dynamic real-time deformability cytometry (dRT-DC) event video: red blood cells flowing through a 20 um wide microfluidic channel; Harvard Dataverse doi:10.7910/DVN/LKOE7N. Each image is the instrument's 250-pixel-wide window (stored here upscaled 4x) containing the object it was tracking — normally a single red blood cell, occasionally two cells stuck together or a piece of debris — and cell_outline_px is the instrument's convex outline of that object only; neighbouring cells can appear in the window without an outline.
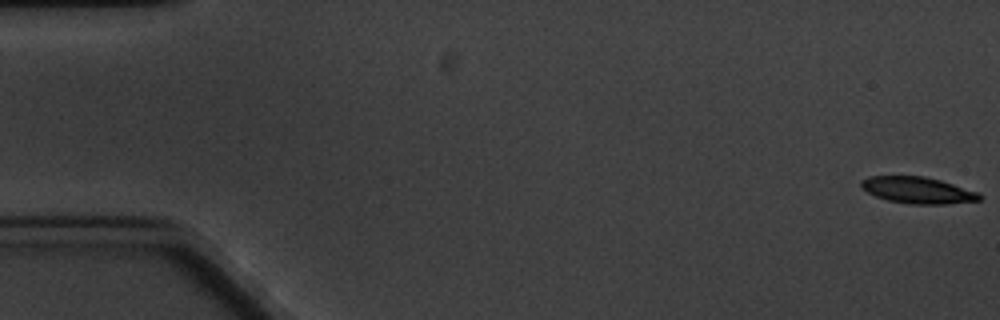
{"species": "common noctule bat (a hibernating species)", "species_latin": "Nyctalus noctula", "temperature_condition": "cold", "stored_images_in_passage": 5, "camera_frame_rate_fps": 3000, "um_per_image_px": 0.085, "animal": {"sex": "male", "body_mass_g": 20.1, "forearm_length_mm": 53.5}, "frame": {"image": 1, "passage_image": 1, "time_ms": 0.0, "image_size_px": [1000, 320], "cell_outline_px": [[984, 196], [980, 200], [948, 204], [908, 204], [888, 200], [876, 196], [860, 188], [860, 180], [868, 176], [924, 176], [940, 180], [980, 192]], "centroid_in_image_um": [78.02, 16.17], "position_along_channel_um": 7.0, "area_um2": 18.5}}
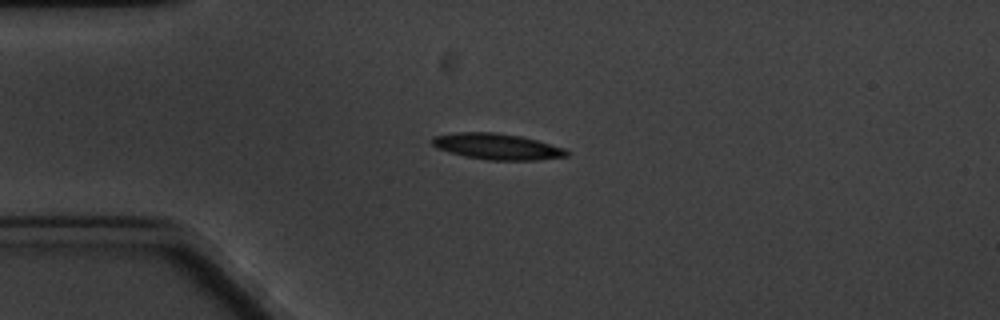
{"frame": {"image": 2, "passage_image": 5, "time_ms": 4.667, "image_size_px": [1000, 320], "cell_outline_px": [[568, 156], [536, 160], [488, 160], [468, 156], [436, 148], [432, 144], [432, 136], [456, 132], [496, 132], [520, 136], [536, 140], [564, 148], [568, 152]], "centroid_in_image_um": [42.24, 12.44], "position_along_channel_um": 42.8, "area_um2": 20.17}}